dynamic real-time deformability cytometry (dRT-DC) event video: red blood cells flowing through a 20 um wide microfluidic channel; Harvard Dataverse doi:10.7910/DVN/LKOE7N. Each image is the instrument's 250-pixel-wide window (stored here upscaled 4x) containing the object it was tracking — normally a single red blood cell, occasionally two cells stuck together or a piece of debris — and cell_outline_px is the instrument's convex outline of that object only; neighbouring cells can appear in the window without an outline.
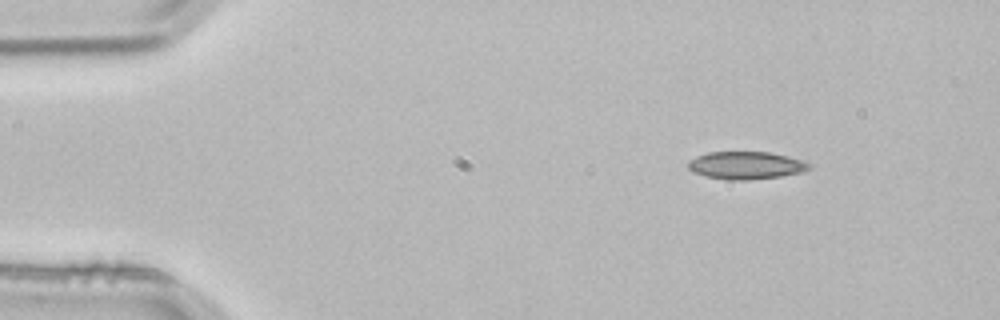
{"species": "common noctule bat (a hibernating species)", "species_latin": "Nyctalus noctula", "temperature_condition": "room temperature", "stored_images_in_passage": 3, "camera_frame_rate_fps": 3000, "um_per_image_px": 0.085, "animal": {"sex": "male", "body_mass_g": 21.5, "forearm_length_mm": 52.0}, "frame": {"image": 1, "passage_image": 3, "time_ms": 0.667, "image_size_px": [1000, 320], "cell_outline_px": [[812, 168], [804, 172], [780, 176], [748, 180], [728, 180], [704, 176], [692, 172], [688, 168], [688, 160], [696, 156], [708, 152], [768, 152], [788, 156], [812, 164]], "centroid_in_image_um": [63.4, 14.06], "position_along_channel_um": 21.6, "area_um2": 19.65}}